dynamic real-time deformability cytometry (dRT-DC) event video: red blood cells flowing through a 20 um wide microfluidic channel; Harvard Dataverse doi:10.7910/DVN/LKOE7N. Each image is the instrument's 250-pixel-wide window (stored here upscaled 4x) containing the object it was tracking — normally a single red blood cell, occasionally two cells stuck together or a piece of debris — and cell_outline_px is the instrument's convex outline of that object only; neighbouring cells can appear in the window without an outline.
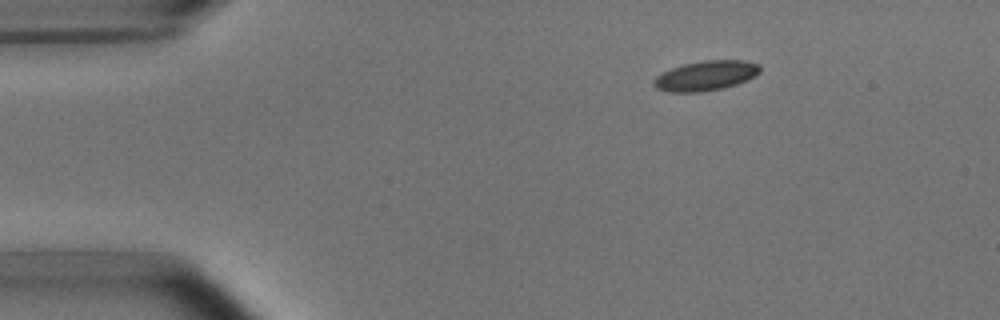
{"species": "common noctule bat (a hibernating species)", "species_latin": "Nyctalus noctula", "temperature_condition": "room temperature", "stored_images_in_passage": 3, "camera_frame_rate_fps": 3000, "um_per_image_px": 0.085, "animal": {"sex": "male", "body_mass_g": 15.6}, "frame": {"image": 1, "passage_image": 1, "time_ms": 0.0, "image_size_px": [1000, 320], "cell_outline_px": [[760, 72], [736, 84], [724, 88], [700, 92], [668, 92], [656, 88], [652, 84], [652, 80], [656, 76], [672, 68], [684, 64], [704, 60], [744, 60], [760, 64]], "centroid_in_image_um": [59.96, 6.43], "position_along_channel_um": 25.0, "area_um2": 18.38}}